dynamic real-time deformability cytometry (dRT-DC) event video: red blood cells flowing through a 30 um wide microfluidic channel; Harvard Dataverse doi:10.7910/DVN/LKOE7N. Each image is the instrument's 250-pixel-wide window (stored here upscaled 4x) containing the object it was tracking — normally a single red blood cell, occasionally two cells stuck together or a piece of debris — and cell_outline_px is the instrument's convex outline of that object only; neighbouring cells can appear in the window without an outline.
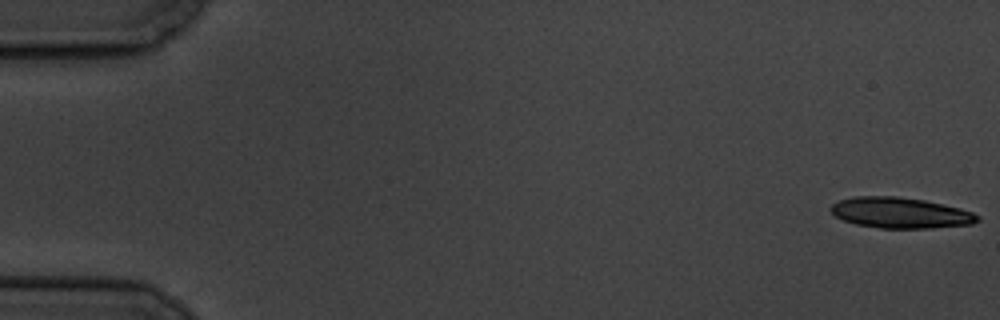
{"species": "common noctule bat (a hibernating species)", "species_latin": "Nyctalus noctula", "temperature_condition": "cold", "stored_images_in_passage": 6, "camera_frame_rate_fps": 3000, "um_per_image_px": 0.085, "animal": {"sex": "male", "body_mass_g": 19.5, "forearm_length_mm": 54.6}, "frame": {"image": 1, "passage_image": 1, "time_ms": 0.0, "image_size_px": [1000, 320], "cell_outline_px": [[980, 220], [972, 224], [932, 228], [880, 228], [856, 224], [844, 220], [836, 216], [828, 208], [832, 204], [840, 200], [852, 196], [896, 196], [924, 200], [960, 208], [972, 212], [980, 216]], "centroid_in_image_um": [76.53, 18.09], "position_along_channel_um": 8.5, "area_um2": 26.3}}
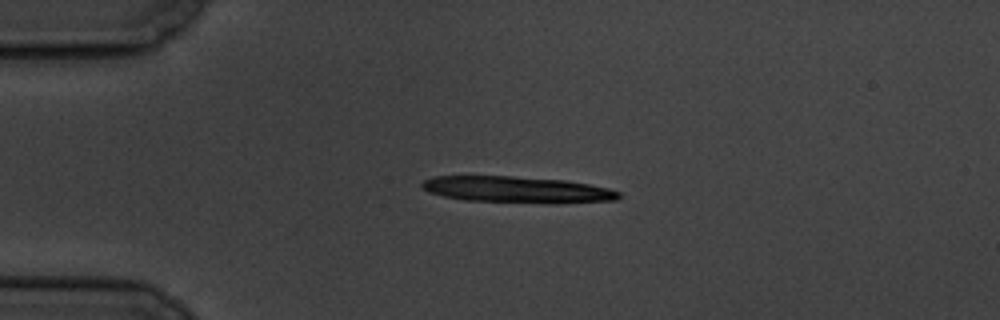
{"frame": {"image": 2, "passage_image": 4, "time_ms": 4.333, "image_size_px": [1000, 320], "cell_outline_px": [[624, 196], [616, 200], [560, 204], [548, 204], [464, 200], [444, 196], [428, 192], [420, 184], [424, 180], [432, 176], [512, 176], [564, 180], [588, 184], [608, 188], [620, 192]], "centroid_in_image_um": [44.01, 16.13], "position_along_channel_um": 41.0, "area_um2": 30.69}}